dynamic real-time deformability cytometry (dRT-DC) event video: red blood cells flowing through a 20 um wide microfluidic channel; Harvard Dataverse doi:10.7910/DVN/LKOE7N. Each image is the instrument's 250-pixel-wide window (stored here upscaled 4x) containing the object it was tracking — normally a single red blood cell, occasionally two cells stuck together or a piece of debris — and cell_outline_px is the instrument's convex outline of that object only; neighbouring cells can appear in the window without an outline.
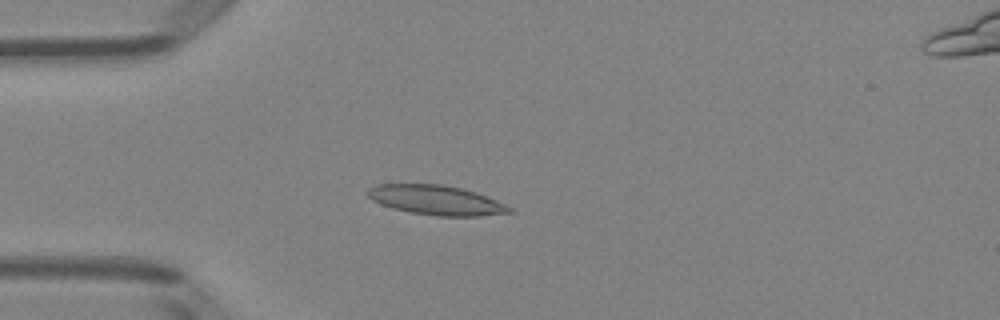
{"species": "Egyptian fruit bat (a non-hibernating species)", "species_latin": "Rousettus aegyptiacus", "temperature_condition": "room temperature", "stored_images_in_passage": 3, "camera_frame_rate_fps": 3000, "um_per_image_px": 0.085, "animal": {"sex": "female"}, "frame": {"image": 1, "passage_image": 3, "time_ms": 0.667, "image_size_px": [1000, 320], "cell_outline_px": [[516, 212], [480, 216], [436, 216], [412, 212], [392, 208], [380, 204], [372, 200], [368, 196], [368, 188], [376, 184], [444, 184], [476, 192], [496, 200], [512, 208]], "centroid_in_image_um": [37.09, 17.01], "position_along_channel_um": 47.9, "area_um2": 24.45}}